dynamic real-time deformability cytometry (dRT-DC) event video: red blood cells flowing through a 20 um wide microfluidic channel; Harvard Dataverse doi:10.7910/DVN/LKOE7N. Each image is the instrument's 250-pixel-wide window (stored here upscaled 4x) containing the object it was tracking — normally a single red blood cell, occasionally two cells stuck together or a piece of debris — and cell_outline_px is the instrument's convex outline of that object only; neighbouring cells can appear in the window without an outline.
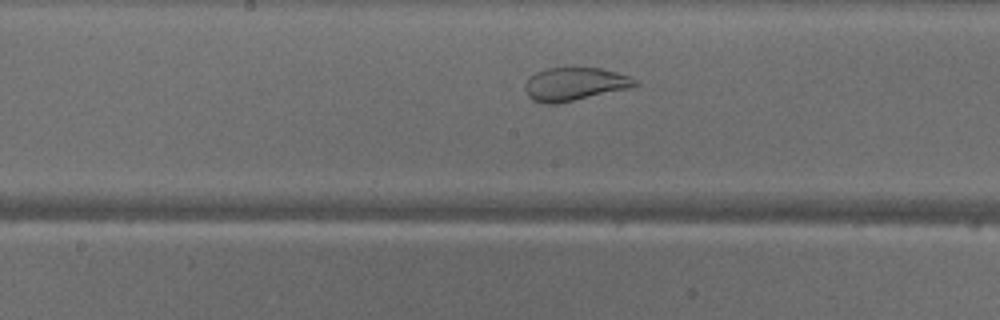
{"species": "common noctule bat (a hibernating species)", "species_latin": "Nyctalus noctula", "temperature_condition": "warm", "stored_images_in_passage": 33, "camera_frame_rate_fps": 3000, "um_per_image_px": 0.085, "animal": {"sex": "male", "body_mass_g": 18.8}, "frame": {"image": 1, "passage_image": 19, "time_ms": 6.0, "image_size_px": [1000, 320], "cell_outline_px": [[640, 84], [632, 88], [556, 104], [544, 104], [532, 100], [524, 92], [524, 84], [528, 76], [544, 68], [600, 68], [632, 76]], "centroid_in_image_um": [48.83, 7.15], "position_along_channel_um": 199.4, "area_um2": 21.68}}
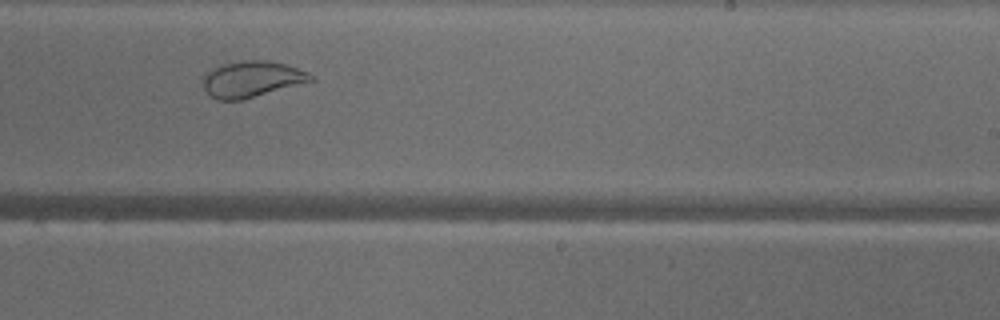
{"frame": {"image": 2, "passage_image": 24, "time_ms": 7.667, "image_size_px": [1000, 320], "cell_outline_px": [[316, 80], [240, 100], [216, 100], [204, 88], [204, 76], [212, 68], [220, 64], [240, 60], [268, 60], [284, 64], [308, 72]], "centroid_in_image_um": [21.4, 6.71], "position_along_channel_um": 267.6, "area_um2": 22.48}, "authors_computed_cell_mechanics": {"area_um2": 26.588, "velocity_mm_per_s": 4.1025, "shape_relaxation_time_tau1_ms": null, "shape_relaxation_time_tau2_ms": 0.697, "deformation_change_tau1": null, "deformation_change_tau2": 0.0679}}